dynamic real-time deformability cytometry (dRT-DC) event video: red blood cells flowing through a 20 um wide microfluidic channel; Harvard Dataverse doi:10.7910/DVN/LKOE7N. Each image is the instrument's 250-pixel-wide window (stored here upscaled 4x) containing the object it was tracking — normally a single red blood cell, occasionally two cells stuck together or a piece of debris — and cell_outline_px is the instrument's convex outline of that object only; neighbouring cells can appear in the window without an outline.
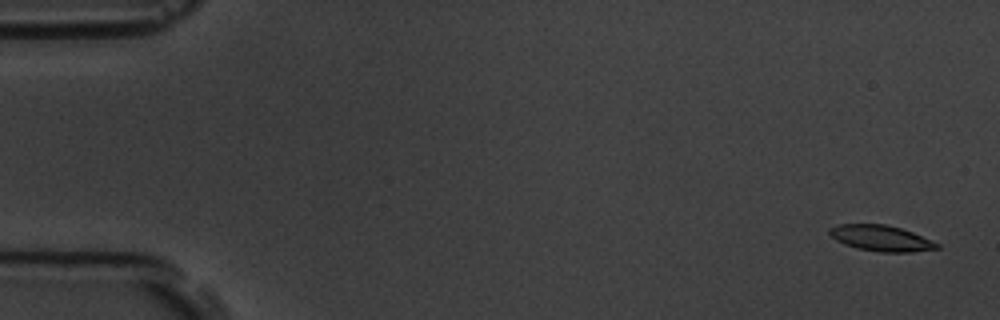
{"species": "common noctule bat (a hibernating species)", "species_latin": "Nyctalus noctula", "temperature_condition": "room temperature", "stored_images_in_passage": 6, "camera_frame_rate_fps": 3000, "um_per_image_px": 0.085, "animal": {"sex": "male", "body_mass_g": 19.5, "forearm_length_mm": 54.6}, "frame": {"image": 1, "passage_image": 1, "time_ms": 0.0, "image_size_px": [1000, 320], "cell_outline_px": [[940, 248], [912, 252], [880, 252], [856, 248], [844, 244], [836, 240], [828, 232], [828, 228], [836, 224], [888, 224], [912, 232], [940, 244]], "centroid_in_image_um": [74.87, 20.24], "position_along_channel_um": 10.1, "area_um2": 16.24}}
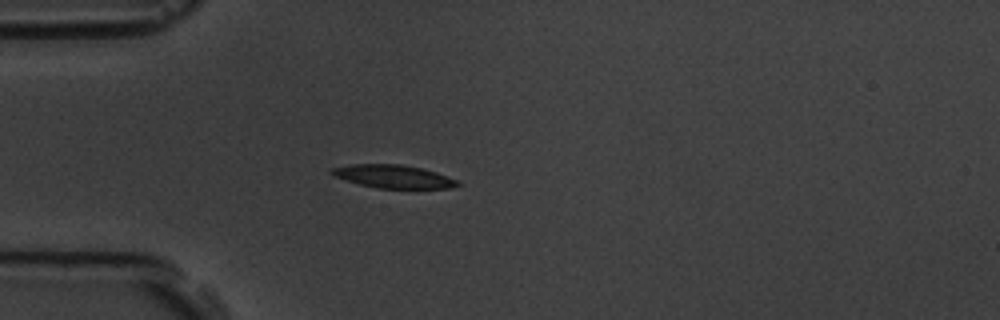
{"frame": {"image": 2, "passage_image": 5, "time_ms": 4.667, "image_size_px": [1000, 320], "cell_outline_px": [[464, 184], [452, 188], [376, 188], [360, 184], [336, 176], [328, 172], [332, 168], [348, 164], [400, 164], [420, 168], [436, 172], [448, 176]], "centroid_in_image_um": [33.47, 15.0], "position_along_channel_um": 51.5, "area_um2": 16.88}}